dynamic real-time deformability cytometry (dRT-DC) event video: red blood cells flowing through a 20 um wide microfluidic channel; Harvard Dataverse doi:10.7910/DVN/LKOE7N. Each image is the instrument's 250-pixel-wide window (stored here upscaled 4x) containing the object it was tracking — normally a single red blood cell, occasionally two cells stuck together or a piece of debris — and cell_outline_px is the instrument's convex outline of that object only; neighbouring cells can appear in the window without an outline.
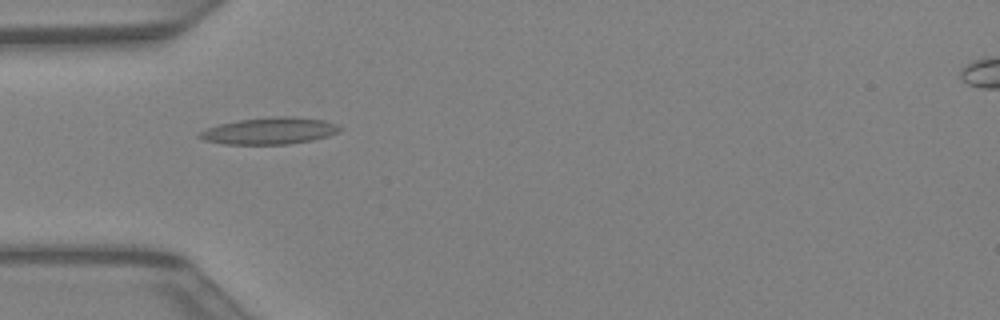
{"species": "Egyptian fruit bat (a non-hibernating species)", "species_latin": "Rousettus aegyptiacus", "temperature_condition": "warm", "stored_images_in_passage": 30, "camera_frame_rate_fps": 3000, "um_per_image_px": 0.085, "animal": {"sex": "female"}, "frame": {"image": 1, "passage_image": 1, "time_ms": 0.0, "image_size_px": [1000, 320], "cell_outline_px": [[344, 128], [340, 132], [328, 136], [312, 140], [288, 144], [224, 144], [204, 140], [196, 136], [200, 132], [208, 128], [220, 124], [240, 120], [272, 116], [292, 116], [324, 120], [336, 124]], "centroid_in_image_um": [22.96, 11.12], "position_along_channel_um": 62.0, "area_um2": 21.91}}
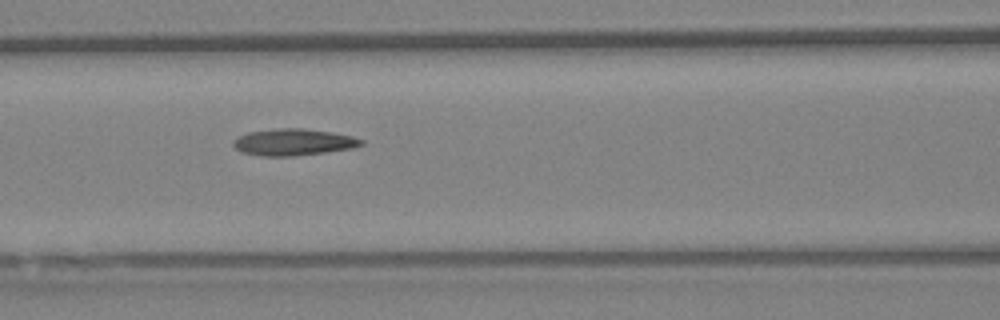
{"frame": {"image": 2, "passage_image": 6, "time_ms": 1.667, "image_size_px": [1000, 320], "cell_outline_px": [[364, 144], [352, 148], [324, 152], [292, 156], [260, 156], [240, 152], [232, 144], [232, 140], [248, 132], [280, 128], [304, 128], [332, 132], [352, 136], [364, 140]], "centroid_in_image_um": [24.93, 12.08], "position_along_channel_um": 141.7, "area_um2": 19.88}}
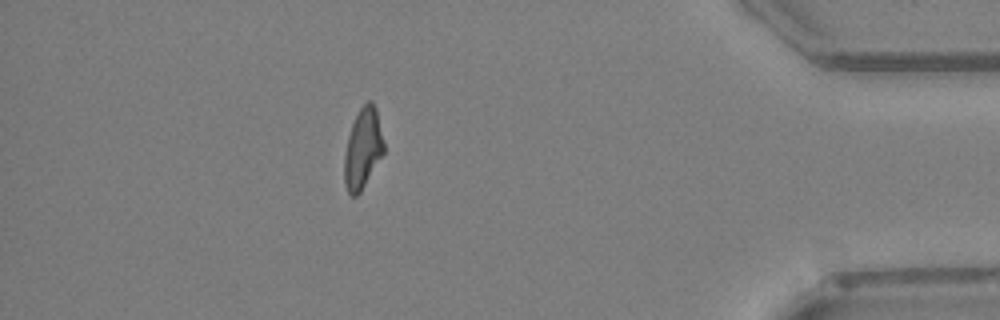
{"frame": {"image": 3, "passage_image": 25, "time_ms": 8.0, "image_size_px": [1000, 320], "cell_outline_px": [[384, 152], [360, 192], [356, 196], [352, 196], [348, 192], [344, 184], [344, 156], [348, 136], [352, 124], [360, 108], [368, 100], [372, 100], [376, 108], [384, 140]], "centroid_in_image_um": [30.84, 12.61], "position_along_channel_um": 404.4, "area_um2": 18.38}}